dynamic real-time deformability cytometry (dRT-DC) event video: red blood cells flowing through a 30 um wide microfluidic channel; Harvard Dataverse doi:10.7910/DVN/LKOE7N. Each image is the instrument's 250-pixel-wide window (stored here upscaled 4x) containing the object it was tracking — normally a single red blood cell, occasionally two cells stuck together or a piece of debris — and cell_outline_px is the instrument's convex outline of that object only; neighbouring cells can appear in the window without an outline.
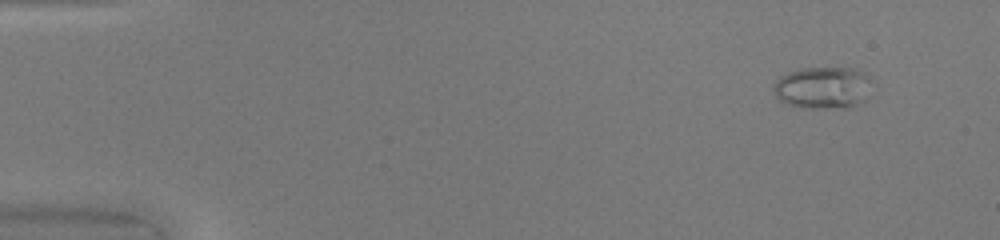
{"species": "common noctule bat (a hibernating species)", "species_latin": "Nyctalus noctula", "temperature_condition": "warm", "stored_images_in_passage": 46, "camera_frame_rate_fps": 3000, "um_per_image_px": 0.085, "animal": {"sex": "female", "body_mass_g": 20.0, "forearm_length_mm": 54.0}, "frame": {"image": 1, "passage_image": 1, "time_ms": 0.0, "image_size_px": [1000, 240], "cell_outline_px": [[868, 76], [864, 104], [852, 108], [808, 108], [788, 104], [780, 100], [772, 92], [772, 88], [776, 80], [780, 76], [788, 72], [804, 68], [852, 68], [868, 72]], "centroid_in_image_um": [69.92, 7.46], "position_along_channel_um": 15.1, "area_um2": 24.16}}
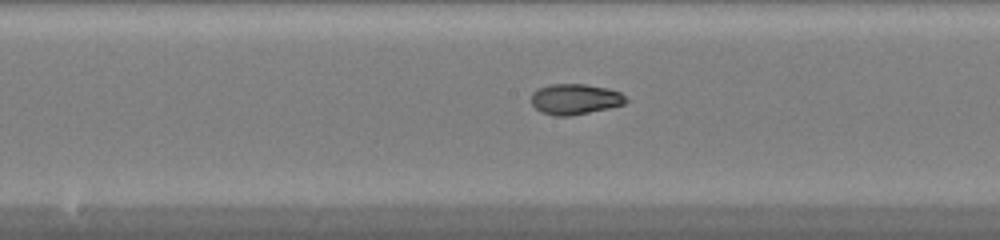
{"frame": {"image": 2, "passage_image": 23, "time_ms": 7.333, "image_size_px": [1000, 240], "cell_outline_px": [[628, 100], [624, 104], [608, 108], [568, 116], [556, 116], [540, 112], [532, 104], [532, 92], [536, 88], [552, 84], [584, 84], [608, 88], [620, 92]], "centroid_in_image_um": [48.86, 8.42], "position_along_channel_um": 199.3, "area_um2": 16.82}}
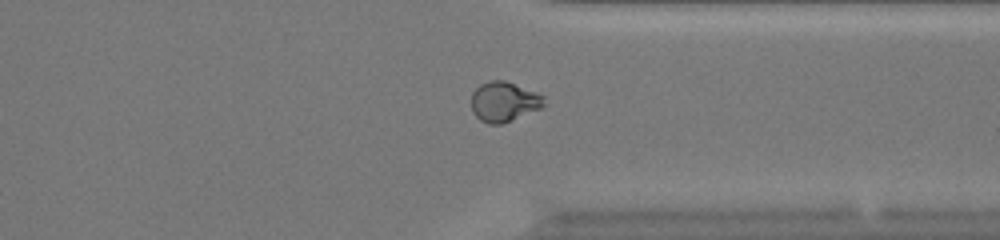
{"frame": {"image": 3, "passage_image": 35, "time_ms": 11.333, "image_size_px": [1000, 240], "cell_outline_px": [[544, 104], [540, 108], [500, 124], [488, 124], [480, 120], [472, 112], [472, 92], [480, 84], [488, 80], [504, 80], [536, 92], [544, 96]], "centroid_in_image_um": [42.8, 8.63], "position_along_channel_um": 368.6, "area_um2": 16.7}, "authors_computed_cell_mechanics": {"area_um2": 17.3689, "velocity_mm_per_s": 4.2457, "shape_relaxation_time_tau1_ms": null, "shape_relaxation_time_tau2_ms": 1.5249, "deformation_change_tau1": null, "deformation_change_tau2": 0.0611}}